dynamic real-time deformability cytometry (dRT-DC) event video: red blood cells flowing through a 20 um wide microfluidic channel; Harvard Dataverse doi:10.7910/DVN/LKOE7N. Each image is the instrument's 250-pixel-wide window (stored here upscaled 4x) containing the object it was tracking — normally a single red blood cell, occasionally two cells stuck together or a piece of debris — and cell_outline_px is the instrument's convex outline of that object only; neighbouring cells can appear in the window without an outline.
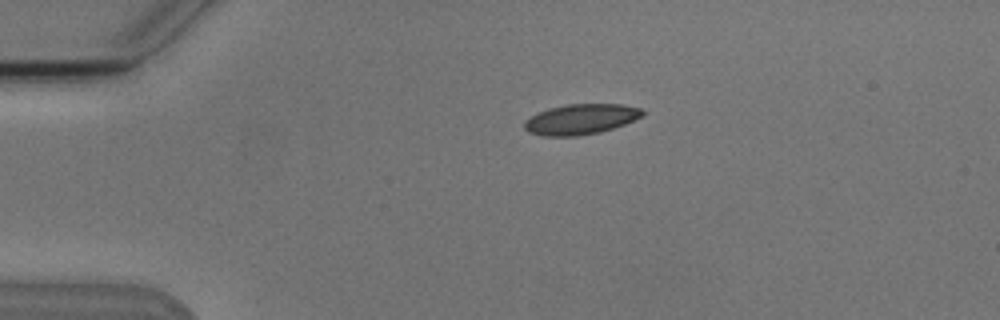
{"species": "Egyptian fruit bat (a non-hibernating species)", "species_latin": "Rousettus aegyptiacus", "temperature_condition": "cold", "stored_images_in_passage": 3, "camera_frame_rate_fps": 3000, "um_per_image_px": 0.085, "animal": {"sex": "male"}, "frame": {"image": 1, "passage_image": 1, "time_ms": 0.0, "image_size_px": [1000, 320], "cell_outline_px": [[644, 112], [640, 116], [624, 124], [600, 132], [576, 136], [544, 136], [528, 132], [524, 128], [524, 120], [548, 108], [568, 104], [620, 104], [640, 108]], "centroid_in_image_um": [49.32, 10.13], "position_along_channel_um": 35.7, "area_um2": 20.63}}